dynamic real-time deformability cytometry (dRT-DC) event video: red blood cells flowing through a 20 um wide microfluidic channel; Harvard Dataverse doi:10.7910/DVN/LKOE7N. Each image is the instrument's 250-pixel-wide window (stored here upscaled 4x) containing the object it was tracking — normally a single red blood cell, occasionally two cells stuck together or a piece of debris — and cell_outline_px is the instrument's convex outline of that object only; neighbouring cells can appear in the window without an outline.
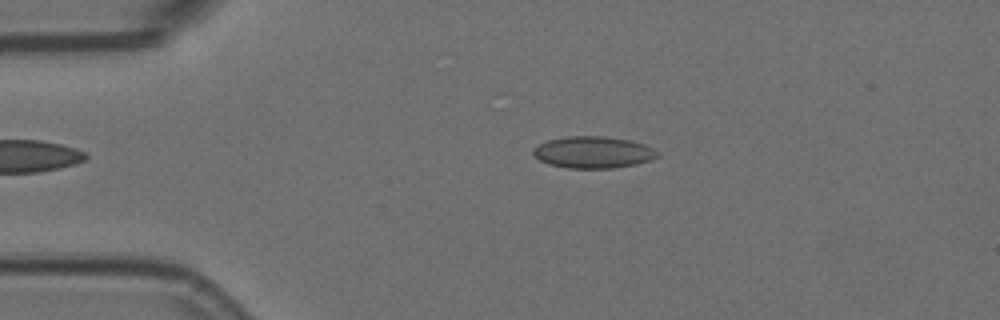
{"species": "Egyptian fruit bat (a non-hibernating species)", "species_latin": "Rousettus aegyptiacus", "temperature_condition": "room temperature", "stored_images_in_passage": 4, "camera_frame_rate_fps": 3000, "um_per_image_px": 0.085, "animal": {"sex": "female"}, "frame": {"image": 1, "passage_image": 3, "time_ms": 0.667, "image_size_px": [1000, 320], "cell_outline_px": [[660, 156], [636, 164], [612, 168], [568, 168], [548, 164], [532, 156], [532, 148], [548, 140], [568, 136], [604, 136], [628, 140], [644, 144], [660, 152]], "centroid_in_image_um": [50.4, 12.94], "position_along_channel_um": 34.6, "area_um2": 23.0}}